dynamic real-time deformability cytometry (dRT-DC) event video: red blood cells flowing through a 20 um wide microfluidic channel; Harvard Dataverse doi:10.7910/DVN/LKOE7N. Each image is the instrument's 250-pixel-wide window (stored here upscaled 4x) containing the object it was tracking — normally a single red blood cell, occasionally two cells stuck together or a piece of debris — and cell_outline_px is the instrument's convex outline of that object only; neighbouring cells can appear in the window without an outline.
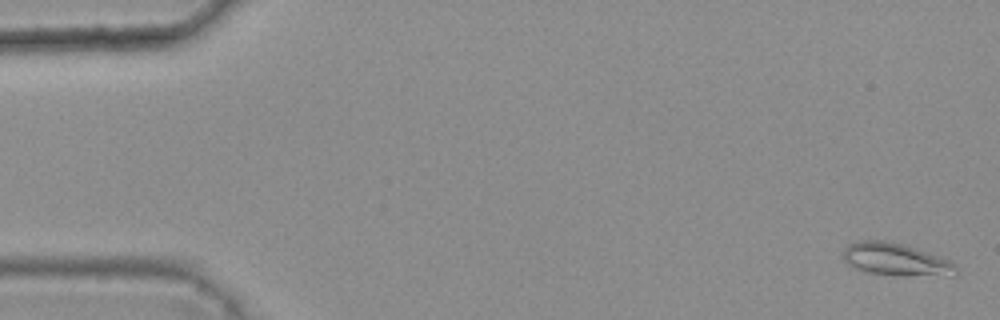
{"species": "common noctule bat (a hibernating species)", "species_latin": "Nyctalus noctula", "temperature_condition": "warm", "stored_images_in_passage": 4, "camera_frame_rate_fps": 3000, "um_per_image_px": 0.085, "animal": {"sex": "female", "body_mass_g": 25.1}, "frame": {"image": 1, "passage_image": 1, "time_ms": 0.0, "image_size_px": [1000, 320], "cell_outline_px": [[956, 272], [952, 276], [900, 276], [868, 272], [856, 268], [848, 264], [844, 260], [844, 248], [848, 244], [860, 240], [884, 240], [900, 244], [948, 260], [956, 264]], "centroid_in_image_um": [76.13, 22.08], "position_along_channel_um": 8.9, "area_um2": 21.1}}